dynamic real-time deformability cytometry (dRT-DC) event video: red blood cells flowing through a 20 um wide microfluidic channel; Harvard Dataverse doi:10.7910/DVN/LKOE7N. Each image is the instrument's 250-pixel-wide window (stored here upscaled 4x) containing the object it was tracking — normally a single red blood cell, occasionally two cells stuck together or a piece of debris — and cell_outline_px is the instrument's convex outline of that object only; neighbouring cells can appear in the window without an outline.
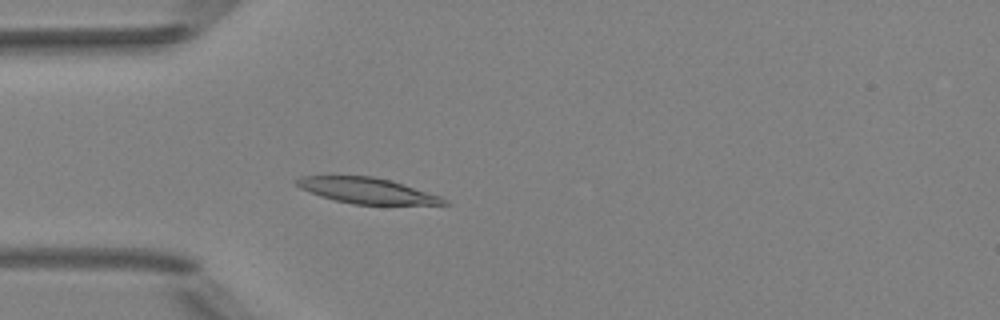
{"species": "Egyptian fruit bat (a non-hibernating species)", "species_latin": "Rousettus aegyptiacus", "temperature_condition": "room temperature", "stored_images_in_passage": 4, "camera_frame_rate_fps": 3000, "um_per_image_px": 0.085, "animal": {"sex": "female"}, "frame": {"image": 1, "passage_image": 4, "time_ms": 3.333, "image_size_px": [1000, 320], "cell_outline_px": [[452, 204], [352, 204], [320, 196], [300, 188], [292, 180], [300, 176], [372, 176], [388, 180], [440, 196], [448, 200]], "centroid_in_image_um": [31.14, 16.2], "position_along_channel_um": 53.9, "area_um2": 21.68}}